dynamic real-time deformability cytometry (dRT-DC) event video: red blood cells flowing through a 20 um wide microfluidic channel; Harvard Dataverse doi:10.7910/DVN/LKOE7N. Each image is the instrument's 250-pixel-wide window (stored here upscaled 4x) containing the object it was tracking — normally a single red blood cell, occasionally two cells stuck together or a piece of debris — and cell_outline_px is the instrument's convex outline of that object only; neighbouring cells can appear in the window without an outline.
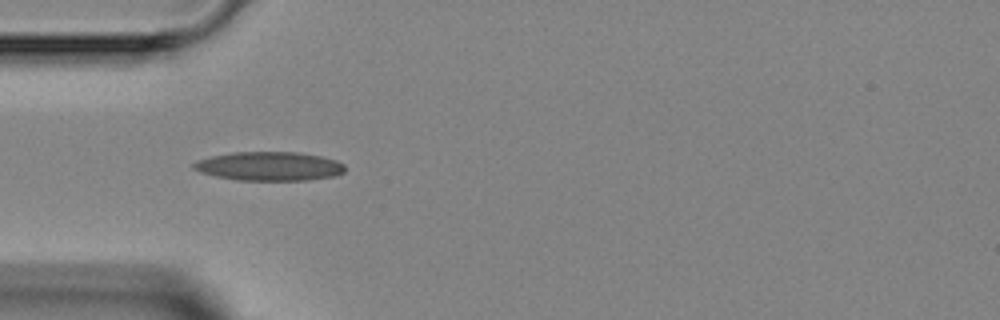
{"species": "Egyptian fruit bat (a non-hibernating species)", "species_latin": "Rousettus aegyptiacus", "temperature_condition": "room temperature", "stored_images_in_passage": 5, "camera_frame_rate_fps": 3000, "um_per_image_px": 0.085, "animal": {"sex": "female"}, "frame": {"image": 1, "passage_image": 1, "time_ms": 0.0, "image_size_px": [1000, 320], "cell_outline_px": [[344, 172], [336, 176], [308, 180], [236, 180], [216, 176], [200, 172], [192, 168], [192, 164], [196, 160], [212, 156], [232, 152], [296, 152], [320, 156], [336, 160], [344, 164]], "centroid_in_image_um": [22.88, 14.13], "position_along_channel_um": 62.1, "area_um2": 25.55}}
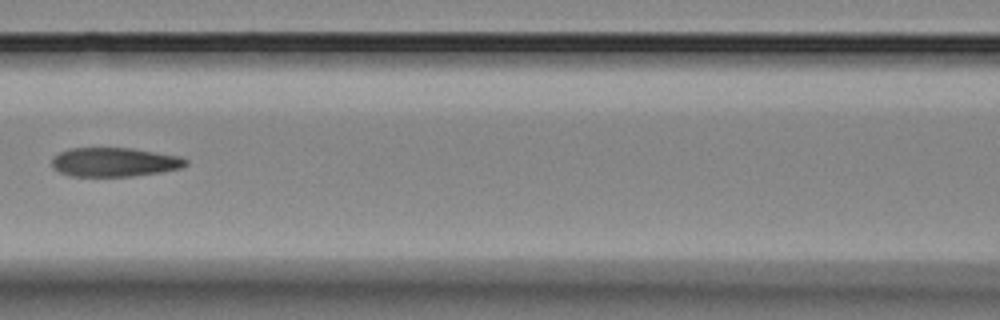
{"frame": {"image": 2, "passage_image": 3, "time_ms": 2.333, "image_size_px": [1000, 320], "cell_outline_px": [[188, 164], [180, 168], [160, 172], [132, 176], [72, 176], [60, 172], [52, 164], [52, 160], [60, 152], [68, 148], [132, 148], [180, 156], [188, 160]], "centroid_in_image_um": [9.76, 13.77], "position_along_channel_um": 156.8, "area_um2": 22.48}}
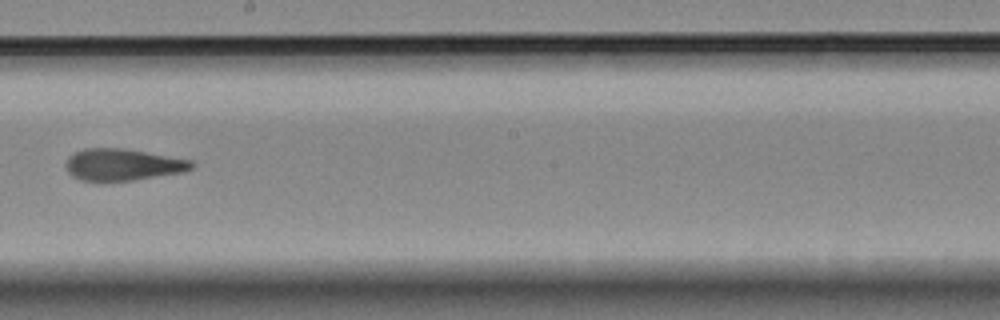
{"frame": {"image": 3, "passage_image": 5, "time_ms": 4.333, "image_size_px": [1000, 320], "cell_outline_px": [[196, 164], [192, 168], [184, 172], [132, 180], [100, 184], [80, 180], [72, 176], [68, 172], [64, 164], [68, 156], [84, 148], [124, 148], [192, 160]], "centroid_in_image_um": [10.38, 14.03], "position_along_channel_um": 237.8, "area_um2": 23.99}}